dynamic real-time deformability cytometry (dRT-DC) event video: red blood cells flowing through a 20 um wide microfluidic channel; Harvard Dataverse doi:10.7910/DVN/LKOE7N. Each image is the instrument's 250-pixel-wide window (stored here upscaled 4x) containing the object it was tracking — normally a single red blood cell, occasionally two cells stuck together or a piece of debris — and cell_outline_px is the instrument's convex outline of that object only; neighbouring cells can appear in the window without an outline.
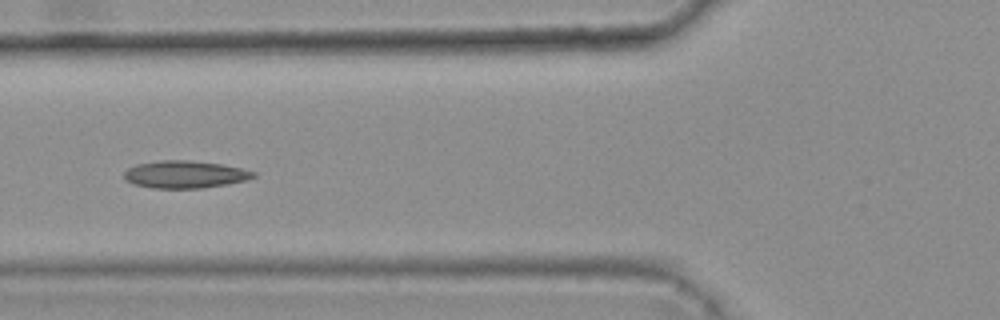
{"species": "common noctule bat (a hibernating species)", "species_latin": "Nyctalus noctula", "temperature_condition": "warm", "stored_images_in_passage": 45, "camera_frame_rate_fps": 3000, "um_per_image_px": 0.085, "animal": {"sex": "female", "body_mass_g": 25.1}, "frame": {"image": 1, "passage_image": 20, "time_ms": 6.333, "image_size_px": [1000, 320], "cell_outline_px": [[256, 176], [244, 180], [204, 188], [152, 188], [132, 184], [124, 176], [124, 172], [128, 168], [136, 164], [160, 160], [188, 160], [220, 164], [240, 168], [256, 172]], "centroid_in_image_um": [15.68, 14.82], "position_along_channel_um": 110.1, "area_um2": 20.46}, "authors_computed_cell_mechanics": {"area_um2": 19.8832, "velocity_mm_per_s": 3.7681, "shape_relaxation_time_tau1_ms": null, "shape_relaxation_time_tau2_ms": 4.4899, "deformation_change_tau1": null, "deformation_change_tau2": 0.1142}}